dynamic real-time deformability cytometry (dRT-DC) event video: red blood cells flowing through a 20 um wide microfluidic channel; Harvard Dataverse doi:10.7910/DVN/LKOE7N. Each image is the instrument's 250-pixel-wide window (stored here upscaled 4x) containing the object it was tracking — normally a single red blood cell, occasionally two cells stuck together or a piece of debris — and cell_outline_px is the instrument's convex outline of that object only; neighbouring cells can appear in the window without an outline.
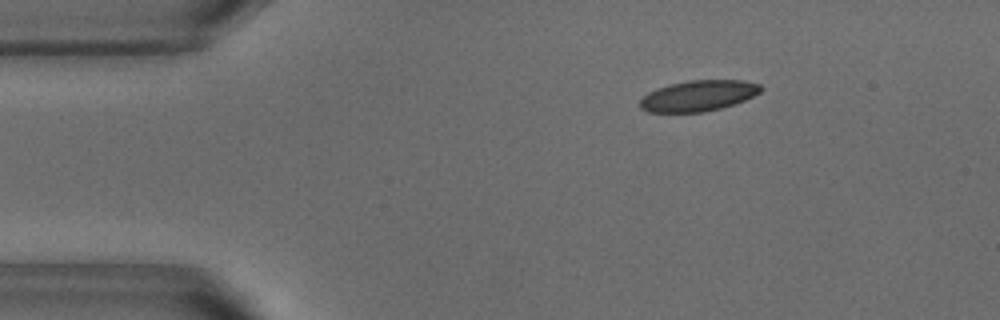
{"species": "common noctule bat (a hibernating species)", "species_latin": "Nyctalus noctula", "temperature_condition": "warm", "stored_images_in_passage": 46, "camera_frame_rate_fps": 3000, "um_per_image_px": 0.085, "animal": {"sex": "male", "body_mass_g": 18.8}, "frame": {"image": 1, "passage_image": 2, "time_ms": 0.333, "image_size_px": [1000, 320], "cell_outline_px": [[764, 88], [760, 92], [744, 100], [720, 108], [704, 112], [648, 112], [640, 108], [640, 100], [648, 92], [656, 88], [668, 84], [688, 80], [744, 80], [760, 84]], "centroid_in_image_um": [59.35, 8.13], "position_along_channel_um": 25.7, "area_um2": 21.73}}
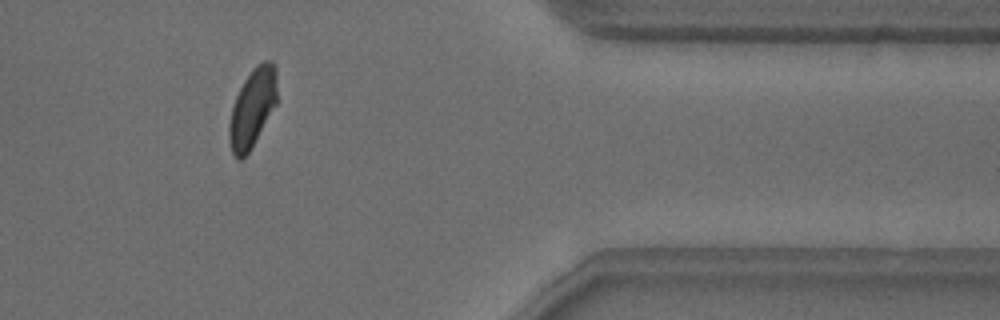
{"frame": {"image": 2, "passage_image": 37, "time_ms": 12.0, "image_size_px": [1000, 320], "cell_outline_px": [[276, 104], [248, 152], [240, 160], [236, 160], [232, 152], [228, 140], [228, 124], [232, 108], [236, 96], [244, 80], [252, 68], [256, 64], [264, 60], [272, 60], [276, 68]], "centroid_in_image_um": [21.43, 9.14], "position_along_channel_um": 390.0, "area_um2": 21.79}}
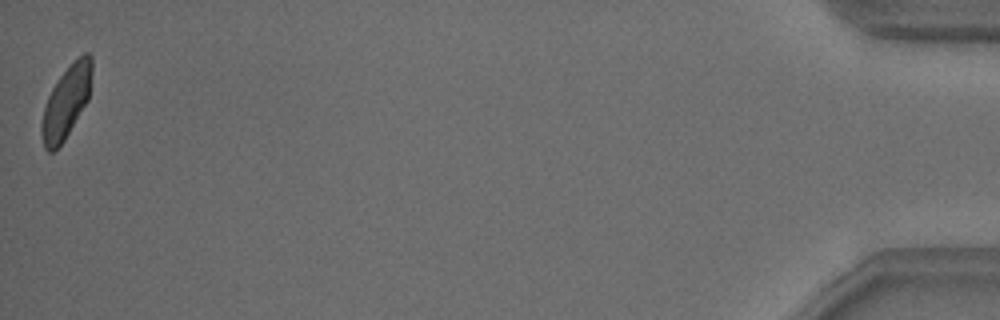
{"frame": {"image": 3, "passage_image": 46, "time_ms": 15.0, "image_size_px": [1000, 320], "cell_outline_px": [[92, 72], [88, 100], [64, 140], [52, 152], [48, 152], [44, 148], [40, 132], [40, 124], [44, 108], [48, 96], [52, 88], [60, 76], [84, 52], [88, 52], [92, 56]], "centroid_in_image_um": [5.62, 8.69], "position_along_channel_um": 429.6, "area_um2": 20.87}, "authors_computed_cell_mechanics": {"area_um2": 22.3108, "velocity_mm_per_s": 3.8104, "shape_relaxation_time_tau1_ms": 3.6311, "shape_relaxation_time_tau2_ms": 1.1095, "deformation_change_tau1": 0.1213, "deformation_change_tau2": 0.0755}}